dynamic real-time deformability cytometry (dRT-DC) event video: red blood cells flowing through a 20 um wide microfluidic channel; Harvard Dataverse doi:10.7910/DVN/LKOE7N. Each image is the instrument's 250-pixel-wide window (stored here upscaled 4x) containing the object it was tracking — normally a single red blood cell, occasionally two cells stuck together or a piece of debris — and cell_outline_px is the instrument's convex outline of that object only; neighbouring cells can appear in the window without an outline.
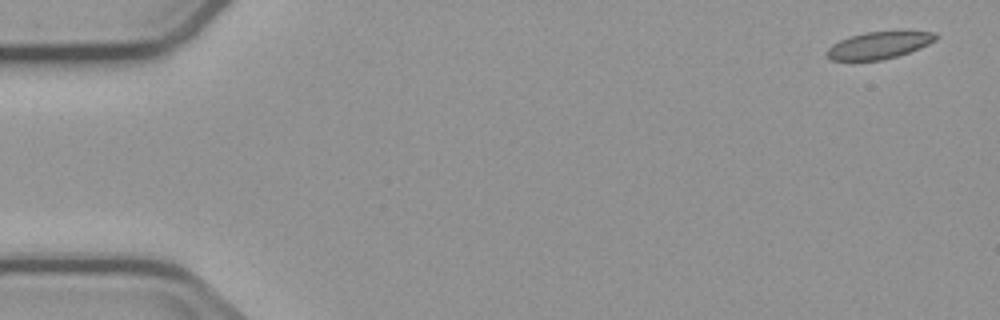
{"species": "common noctule bat (a hibernating species)", "species_latin": "Nyctalus noctula", "temperature_condition": "cold", "stored_images_in_passage": 5, "camera_frame_rate_fps": 3000, "um_per_image_px": 0.085, "animal": {"sex": "male", "body_mass_g": 23.1, "forearm_length_mm": 52.7}, "frame": {"image": 1, "passage_image": 1, "time_ms": 0.0, "image_size_px": [1000, 320], "cell_outline_px": [[940, 36], [936, 40], [920, 48], [896, 56], [880, 60], [832, 60], [824, 52], [832, 44], [848, 36], [864, 32], [904, 28], [936, 32]], "centroid_in_image_um": [74.8, 3.77], "position_along_channel_um": 10.2, "area_um2": 18.03}}